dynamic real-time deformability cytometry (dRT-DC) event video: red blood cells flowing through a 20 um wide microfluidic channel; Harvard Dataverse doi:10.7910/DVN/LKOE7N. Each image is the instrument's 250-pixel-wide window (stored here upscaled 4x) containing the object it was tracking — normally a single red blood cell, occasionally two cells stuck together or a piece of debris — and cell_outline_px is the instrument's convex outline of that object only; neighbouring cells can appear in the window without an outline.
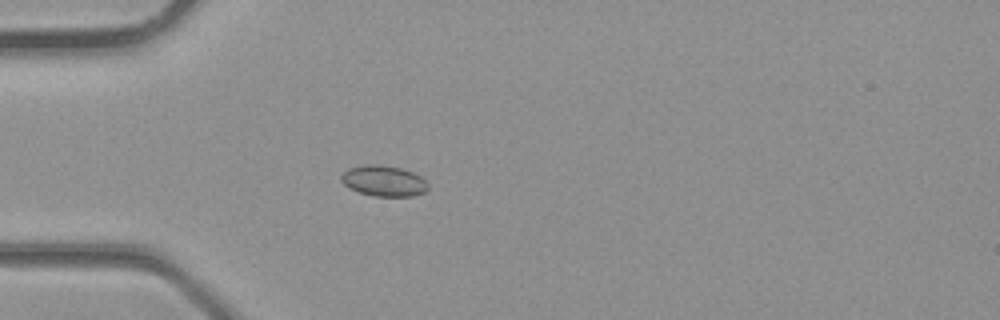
{"species": "common noctule bat (a hibernating species)", "species_latin": "Nyctalus noctula", "temperature_condition": "room temperature", "stored_images_in_passage": 4, "camera_frame_rate_fps": 3000, "um_per_image_px": 0.085, "animal": {"sex": "male", "body_mass_g": 23.1, "forearm_length_mm": 52.7}, "frame": {"image": 1, "passage_image": 4, "time_ms": 1.0, "image_size_px": [1000, 320], "cell_outline_px": [[428, 188], [424, 192], [412, 196], [376, 196], [360, 192], [344, 184], [340, 180], [340, 176], [348, 168], [364, 164], [380, 164], [400, 168], [412, 172], [420, 176], [428, 184]], "centroid_in_image_um": [32.61, 15.36], "position_along_channel_um": 52.4, "area_um2": 15.43}}